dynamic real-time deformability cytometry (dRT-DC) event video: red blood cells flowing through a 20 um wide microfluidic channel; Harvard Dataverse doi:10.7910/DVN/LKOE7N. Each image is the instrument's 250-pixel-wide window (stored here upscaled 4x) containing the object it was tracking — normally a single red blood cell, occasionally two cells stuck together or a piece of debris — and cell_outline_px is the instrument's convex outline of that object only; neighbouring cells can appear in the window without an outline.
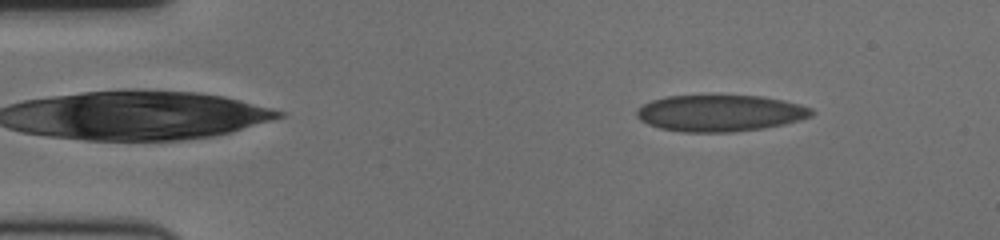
{"species": "human", "species_latin": "Homo sapiens", "temperature_condition": "cold", "stored_images_in_passage": 57, "camera_frame_rate_fps": 3000, "um_per_image_px": 0.085, "donor": {"sex": "female"}, "frame": {"image": 1, "passage_image": 7, "time_ms": 2.0, "image_size_px": [1000, 240], "cell_outline_px": [[812, 116], [800, 120], [784, 124], [764, 128], [732, 132], [684, 132], [660, 128], [648, 124], [640, 120], [636, 116], [636, 108], [652, 100], [664, 96], [760, 96], [784, 100], [800, 104], [812, 108]], "centroid_in_image_um": [61.2, 9.62], "position_along_channel_um": 23.8, "area_um2": 37.22}}
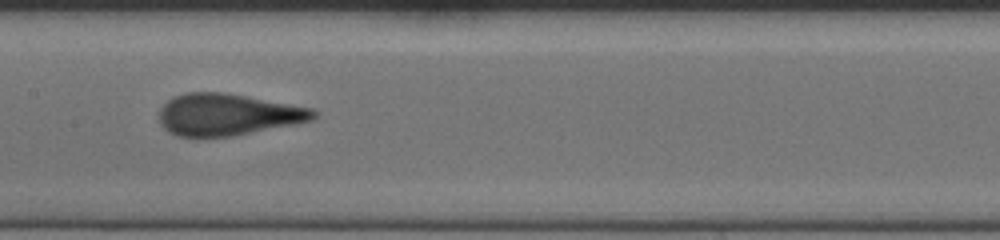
{"frame": {"image": 2, "passage_image": 28, "time_ms": 9.0, "image_size_px": [1000, 240], "cell_outline_px": [[320, 116], [312, 120], [296, 124], [232, 136], [176, 136], [168, 132], [160, 124], [160, 108], [172, 96], [184, 92], [224, 92], [312, 108], [320, 112]], "centroid_in_image_um": [19.37, 9.73], "position_along_channel_um": 188.0, "area_um2": 37.69}}
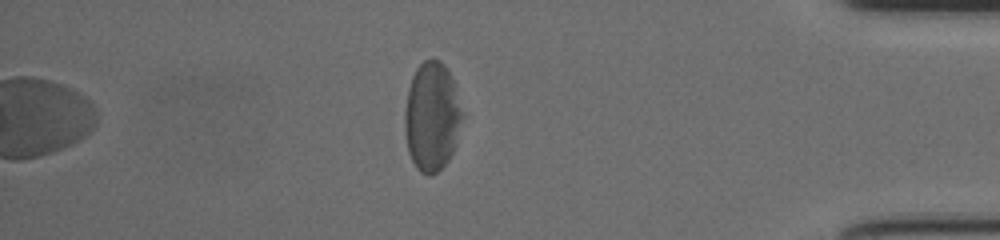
{"frame": {"image": 3, "passage_image": 49, "time_ms": 16.0, "image_size_px": [1000, 240], "cell_outline_px": [[464, 116], [452, 152], [448, 160], [432, 176], [428, 176], [420, 172], [416, 168], [408, 152], [404, 128], [404, 112], [408, 88], [412, 76], [416, 68], [424, 60], [440, 60], [444, 64], [456, 88], [464, 112]], "centroid_in_image_um": [36.7, 9.92], "position_along_channel_um": 398.5, "area_um2": 36.76}, "authors_computed_cell_mechanics": {"area_um2": 37.3388, "velocity_mm_per_s": 3.5142, "shape_relaxation_time_tau1_ms": 4.3672, "shape_relaxation_time_tau2_ms": 0.7199, "deformation_change_tau1": 0.1457, "deformation_change_tau2": 0.0508}}